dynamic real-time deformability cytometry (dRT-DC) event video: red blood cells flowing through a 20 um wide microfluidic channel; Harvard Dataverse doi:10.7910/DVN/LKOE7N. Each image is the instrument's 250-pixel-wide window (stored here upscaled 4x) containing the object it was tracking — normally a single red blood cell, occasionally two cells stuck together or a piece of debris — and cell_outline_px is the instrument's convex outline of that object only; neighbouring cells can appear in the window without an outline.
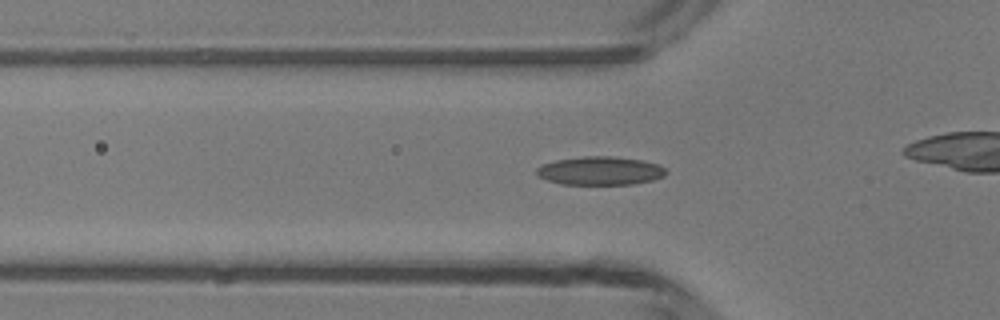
{"species": "common noctule bat (a hibernating species)", "species_latin": "Nyctalus noctula", "temperature_condition": "room temperature", "stored_images_in_passage": 33, "camera_frame_rate_fps": 3000, "um_per_image_px": 0.085, "animal": {"sex": "male", "body_mass_g": 13.3}, "frame": {"image": 1, "passage_image": 5, "time_ms": 1.333, "image_size_px": [1000, 320], "cell_outline_px": [[668, 172], [664, 176], [652, 180], [632, 184], [560, 184], [536, 176], [536, 168], [544, 164], [556, 160], [584, 156], [612, 156], [640, 160], [660, 164]], "centroid_in_image_um": [51.01, 14.51], "position_along_channel_um": 74.8, "area_um2": 21.44}}
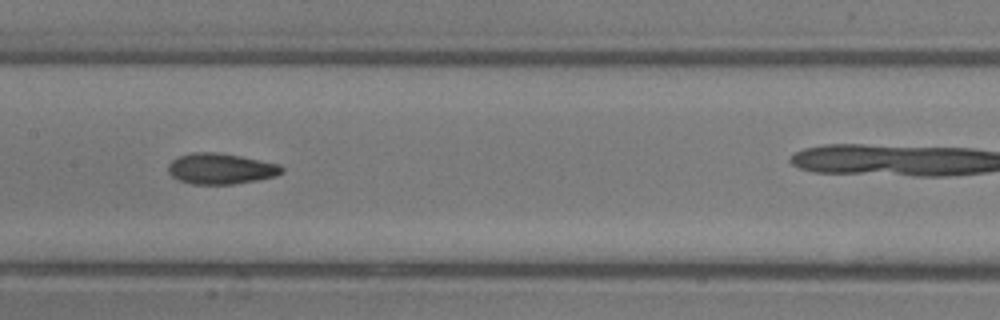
{"frame": {"image": 2, "passage_image": 13, "time_ms": 4.0, "image_size_px": [1000, 320], "cell_outline_px": [[284, 172], [276, 176], [256, 180], [232, 184], [192, 184], [180, 180], [172, 176], [168, 172], [168, 164], [176, 156], [192, 152], [216, 152], [240, 156], [280, 164], [284, 168]], "centroid_in_image_um": [18.76, 14.33], "position_along_channel_um": 188.6, "area_um2": 20.46}}
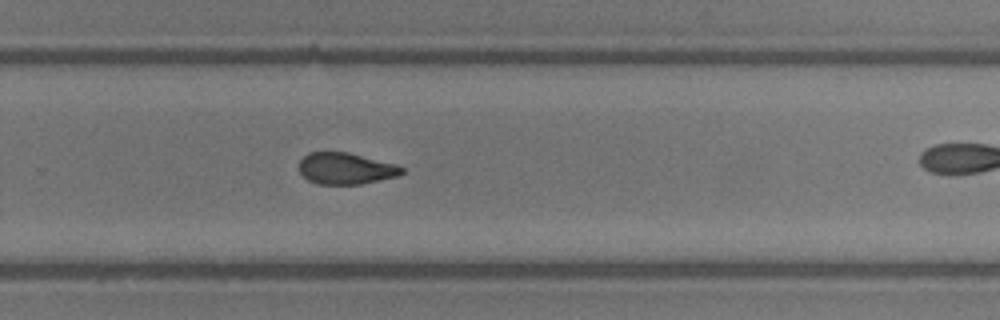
{"frame": {"image": 3, "passage_image": 21, "time_ms": 6.667, "image_size_px": [1000, 320], "cell_outline_px": [[404, 172], [400, 176], [360, 184], [316, 184], [308, 180], [300, 172], [300, 160], [308, 152], [348, 152], [400, 164], [404, 168]], "centroid_in_image_um": [29.45, 14.32], "position_along_channel_um": 300.3, "area_um2": 19.13}, "authors_computed_cell_mechanics": {"area_um2": 19.7098, "velocity_mm_per_s": 4.2277, "shape_relaxation_time_tau1_ms": 6.247, "shape_relaxation_time_tau2_ms": 2.7643, "deformation_change_tau1": 0.157, "deformation_change_tau2": 0.0926}}